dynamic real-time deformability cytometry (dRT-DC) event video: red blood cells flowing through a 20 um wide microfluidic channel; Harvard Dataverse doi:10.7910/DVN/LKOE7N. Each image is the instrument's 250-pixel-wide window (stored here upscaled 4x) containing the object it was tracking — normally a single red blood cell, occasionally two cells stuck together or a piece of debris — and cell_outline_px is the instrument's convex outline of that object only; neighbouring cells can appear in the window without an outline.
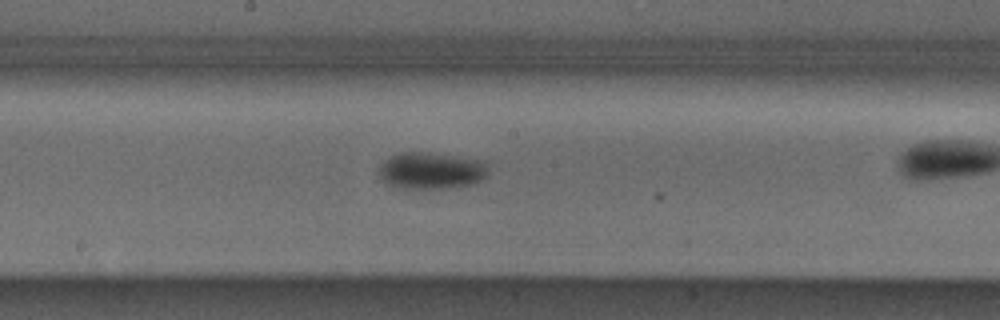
{"species": "Egyptian fruit bat (a non-hibernating species)", "species_latin": "Rousettus aegyptiacus", "temperature_condition": "cold", "stored_images_in_passage": 34, "camera_frame_rate_fps": 3000, "um_per_image_px": 0.085, "animal": {"sex": "male"}, "frame": {"image": 1, "passage_image": 20, "time_ms": 6.333, "image_size_px": [1000, 320], "cell_outline_px": [[488, 176], [484, 180], [476, 184], [460, 188], [396, 188], [388, 184], [380, 176], [380, 164], [384, 160], [400, 152], [424, 152], [484, 160], [488, 168]], "centroid_in_image_um": [36.73, 14.52], "position_along_channel_um": 211.5, "area_um2": 23.81}}
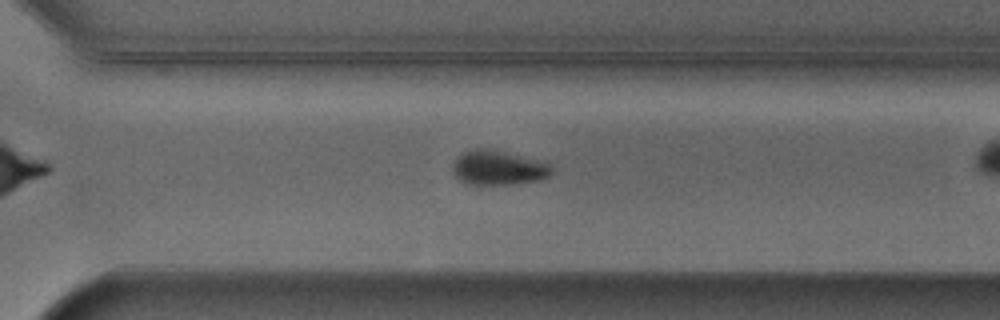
{"frame": {"image": 2, "passage_image": 29, "time_ms": 9.333, "image_size_px": [1000, 320], "cell_outline_px": [[552, 172], [548, 176], [540, 180], [508, 184], [464, 184], [452, 172], [452, 164], [464, 152], [476, 148], [488, 148], [548, 160], [552, 164]], "centroid_in_image_um": [42.42, 14.24], "position_along_channel_um": 328.2, "area_um2": 20.35}}